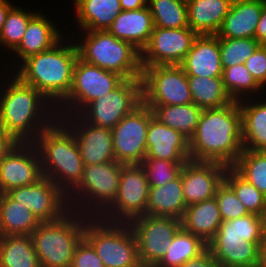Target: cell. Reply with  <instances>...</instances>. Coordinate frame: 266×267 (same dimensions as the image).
I'll return each instance as SVG.
<instances>
[{
	"label": "cell",
	"instance_id": "74e56055",
	"mask_svg": "<svg viewBox=\"0 0 266 267\" xmlns=\"http://www.w3.org/2000/svg\"><path fill=\"white\" fill-rule=\"evenodd\" d=\"M232 168L266 197V151L243 149Z\"/></svg>",
	"mask_w": 266,
	"mask_h": 267
},
{
	"label": "cell",
	"instance_id": "d6986e66",
	"mask_svg": "<svg viewBox=\"0 0 266 267\" xmlns=\"http://www.w3.org/2000/svg\"><path fill=\"white\" fill-rule=\"evenodd\" d=\"M227 168L217 162L188 160L181 171L186 206L215 197Z\"/></svg>",
	"mask_w": 266,
	"mask_h": 267
},
{
	"label": "cell",
	"instance_id": "3957f363",
	"mask_svg": "<svg viewBox=\"0 0 266 267\" xmlns=\"http://www.w3.org/2000/svg\"><path fill=\"white\" fill-rule=\"evenodd\" d=\"M66 36L49 50L29 56L13 71H6L15 74L22 83L34 87L55 107L71 90L73 69L79 57L73 37L71 34Z\"/></svg>",
	"mask_w": 266,
	"mask_h": 267
},
{
	"label": "cell",
	"instance_id": "836d02e7",
	"mask_svg": "<svg viewBox=\"0 0 266 267\" xmlns=\"http://www.w3.org/2000/svg\"><path fill=\"white\" fill-rule=\"evenodd\" d=\"M192 101L202 109L224 107L234 100L228 94L222 77L187 75Z\"/></svg>",
	"mask_w": 266,
	"mask_h": 267
},
{
	"label": "cell",
	"instance_id": "8992f818",
	"mask_svg": "<svg viewBox=\"0 0 266 267\" xmlns=\"http://www.w3.org/2000/svg\"><path fill=\"white\" fill-rule=\"evenodd\" d=\"M89 218L70 209L60 219L38 225L31 236L41 267H71Z\"/></svg>",
	"mask_w": 266,
	"mask_h": 267
},
{
	"label": "cell",
	"instance_id": "f35d334b",
	"mask_svg": "<svg viewBox=\"0 0 266 267\" xmlns=\"http://www.w3.org/2000/svg\"><path fill=\"white\" fill-rule=\"evenodd\" d=\"M224 181L234 190L249 214L262 217L266 213V197L232 167L226 169Z\"/></svg>",
	"mask_w": 266,
	"mask_h": 267
},
{
	"label": "cell",
	"instance_id": "bcb514c9",
	"mask_svg": "<svg viewBox=\"0 0 266 267\" xmlns=\"http://www.w3.org/2000/svg\"><path fill=\"white\" fill-rule=\"evenodd\" d=\"M256 82L266 88V45H260L255 52L244 62Z\"/></svg>",
	"mask_w": 266,
	"mask_h": 267
},
{
	"label": "cell",
	"instance_id": "8fae6325",
	"mask_svg": "<svg viewBox=\"0 0 266 267\" xmlns=\"http://www.w3.org/2000/svg\"><path fill=\"white\" fill-rule=\"evenodd\" d=\"M142 102L146 105L193 103L187 75L180 65L142 68Z\"/></svg>",
	"mask_w": 266,
	"mask_h": 267
},
{
	"label": "cell",
	"instance_id": "cb8c5ba5",
	"mask_svg": "<svg viewBox=\"0 0 266 267\" xmlns=\"http://www.w3.org/2000/svg\"><path fill=\"white\" fill-rule=\"evenodd\" d=\"M263 0H233L229 13L216 34L219 38H255Z\"/></svg>",
	"mask_w": 266,
	"mask_h": 267
},
{
	"label": "cell",
	"instance_id": "681fc988",
	"mask_svg": "<svg viewBox=\"0 0 266 267\" xmlns=\"http://www.w3.org/2000/svg\"><path fill=\"white\" fill-rule=\"evenodd\" d=\"M255 39L261 45H266V0H263L261 17L255 31Z\"/></svg>",
	"mask_w": 266,
	"mask_h": 267
},
{
	"label": "cell",
	"instance_id": "7bdbcfd3",
	"mask_svg": "<svg viewBox=\"0 0 266 267\" xmlns=\"http://www.w3.org/2000/svg\"><path fill=\"white\" fill-rule=\"evenodd\" d=\"M185 163H175L162 159H144L142 167L150 187L165 185L181 175Z\"/></svg>",
	"mask_w": 266,
	"mask_h": 267
},
{
	"label": "cell",
	"instance_id": "4dcf8cb0",
	"mask_svg": "<svg viewBox=\"0 0 266 267\" xmlns=\"http://www.w3.org/2000/svg\"><path fill=\"white\" fill-rule=\"evenodd\" d=\"M41 222L23 204L0 193V236L31 235Z\"/></svg>",
	"mask_w": 266,
	"mask_h": 267
},
{
	"label": "cell",
	"instance_id": "f5cc1de1",
	"mask_svg": "<svg viewBox=\"0 0 266 267\" xmlns=\"http://www.w3.org/2000/svg\"><path fill=\"white\" fill-rule=\"evenodd\" d=\"M260 267H266V241H261L259 245V264Z\"/></svg>",
	"mask_w": 266,
	"mask_h": 267
},
{
	"label": "cell",
	"instance_id": "ffe728a7",
	"mask_svg": "<svg viewBox=\"0 0 266 267\" xmlns=\"http://www.w3.org/2000/svg\"><path fill=\"white\" fill-rule=\"evenodd\" d=\"M39 11L41 12L39 9L30 19L22 41L13 51L14 54L12 53V55L9 56H14V60L17 58L15 63H12L13 65L9 64L11 68L6 64V67L9 68V70L12 69L13 71L15 66L17 67L29 56L49 50L64 37L63 34L65 33L62 32L64 30L58 27L60 24H55L56 20L51 19V16L48 18L47 15H44V12L40 13Z\"/></svg>",
	"mask_w": 266,
	"mask_h": 267
},
{
	"label": "cell",
	"instance_id": "ee69618b",
	"mask_svg": "<svg viewBox=\"0 0 266 267\" xmlns=\"http://www.w3.org/2000/svg\"><path fill=\"white\" fill-rule=\"evenodd\" d=\"M215 199L218 202L223 222L249 214L245 206L237 198L234 190L225 181L217 189Z\"/></svg>",
	"mask_w": 266,
	"mask_h": 267
},
{
	"label": "cell",
	"instance_id": "ba28073f",
	"mask_svg": "<svg viewBox=\"0 0 266 267\" xmlns=\"http://www.w3.org/2000/svg\"><path fill=\"white\" fill-rule=\"evenodd\" d=\"M84 238L93 246L105 267H142L129 223H112L90 217L86 221Z\"/></svg>",
	"mask_w": 266,
	"mask_h": 267
},
{
	"label": "cell",
	"instance_id": "f6af8a7d",
	"mask_svg": "<svg viewBox=\"0 0 266 267\" xmlns=\"http://www.w3.org/2000/svg\"><path fill=\"white\" fill-rule=\"evenodd\" d=\"M71 267H105L93 246L83 238L78 244Z\"/></svg>",
	"mask_w": 266,
	"mask_h": 267
},
{
	"label": "cell",
	"instance_id": "7402d4cb",
	"mask_svg": "<svg viewBox=\"0 0 266 267\" xmlns=\"http://www.w3.org/2000/svg\"><path fill=\"white\" fill-rule=\"evenodd\" d=\"M180 66L186 75L222 77L219 37L198 35Z\"/></svg>",
	"mask_w": 266,
	"mask_h": 267
},
{
	"label": "cell",
	"instance_id": "484cf974",
	"mask_svg": "<svg viewBox=\"0 0 266 267\" xmlns=\"http://www.w3.org/2000/svg\"><path fill=\"white\" fill-rule=\"evenodd\" d=\"M266 94L238 101L243 149L266 151Z\"/></svg>",
	"mask_w": 266,
	"mask_h": 267
},
{
	"label": "cell",
	"instance_id": "30bf717a",
	"mask_svg": "<svg viewBox=\"0 0 266 267\" xmlns=\"http://www.w3.org/2000/svg\"><path fill=\"white\" fill-rule=\"evenodd\" d=\"M141 103V78L124 79L114 90L90 102L77 115L86 123L113 129Z\"/></svg>",
	"mask_w": 266,
	"mask_h": 267
},
{
	"label": "cell",
	"instance_id": "6da1fadb",
	"mask_svg": "<svg viewBox=\"0 0 266 267\" xmlns=\"http://www.w3.org/2000/svg\"><path fill=\"white\" fill-rule=\"evenodd\" d=\"M1 73L0 127L19 143H33L58 118L56 107L11 72Z\"/></svg>",
	"mask_w": 266,
	"mask_h": 267
},
{
	"label": "cell",
	"instance_id": "ab89813d",
	"mask_svg": "<svg viewBox=\"0 0 266 267\" xmlns=\"http://www.w3.org/2000/svg\"><path fill=\"white\" fill-rule=\"evenodd\" d=\"M38 11L25 9L16 4L9 10L0 33V46L8 49L9 55L18 47L30 19Z\"/></svg>",
	"mask_w": 266,
	"mask_h": 267
},
{
	"label": "cell",
	"instance_id": "603a6c76",
	"mask_svg": "<svg viewBox=\"0 0 266 267\" xmlns=\"http://www.w3.org/2000/svg\"><path fill=\"white\" fill-rule=\"evenodd\" d=\"M259 245L240 236L215 235L207 247L220 267H251L259 264Z\"/></svg>",
	"mask_w": 266,
	"mask_h": 267
},
{
	"label": "cell",
	"instance_id": "b9f144b4",
	"mask_svg": "<svg viewBox=\"0 0 266 267\" xmlns=\"http://www.w3.org/2000/svg\"><path fill=\"white\" fill-rule=\"evenodd\" d=\"M260 45L255 38H219L222 68L244 63Z\"/></svg>",
	"mask_w": 266,
	"mask_h": 267
},
{
	"label": "cell",
	"instance_id": "4316f807",
	"mask_svg": "<svg viewBox=\"0 0 266 267\" xmlns=\"http://www.w3.org/2000/svg\"><path fill=\"white\" fill-rule=\"evenodd\" d=\"M233 0L187 1L188 26L197 35H216Z\"/></svg>",
	"mask_w": 266,
	"mask_h": 267
},
{
	"label": "cell",
	"instance_id": "60d3db41",
	"mask_svg": "<svg viewBox=\"0 0 266 267\" xmlns=\"http://www.w3.org/2000/svg\"><path fill=\"white\" fill-rule=\"evenodd\" d=\"M215 235H234L252 243L263 240V217L248 214L247 216L222 222Z\"/></svg>",
	"mask_w": 266,
	"mask_h": 267
},
{
	"label": "cell",
	"instance_id": "e0dca14e",
	"mask_svg": "<svg viewBox=\"0 0 266 267\" xmlns=\"http://www.w3.org/2000/svg\"><path fill=\"white\" fill-rule=\"evenodd\" d=\"M43 177L34 143H18L0 162V193L34 184Z\"/></svg>",
	"mask_w": 266,
	"mask_h": 267
},
{
	"label": "cell",
	"instance_id": "7a4b0ae2",
	"mask_svg": "<svg viewBox=\"0 0 266 267\" xmlns=\"http://www.w3.org/2000/svg\"><path fill=\"white\" fill-rule=\"evenodd\" d=\"M190 160L217 162L232 167L243 151L242 114L238 101L203 109L189 139Z\"/></svg>",
	"mask_w": 266,
	"mask_h": 267
},
{
	"label": "cell",
	"instance_id": "c3c4849f",
	"mask_svg": "<svg viewBox=\"0 0 266 267\" xmlns=\"http://www.w3.org/2000/svg\"><path fill=\"white\" fill-rule=\"evenodd\" d=\"M19 142L0 127V162Z\"/></svg>",
	"mask_w": 266,
	"mask_h": 267
},
{
	"label": "cell",
	"instance_id": "44dd1931",
	"mask_svg": "<svg viewBox=\"0 0 266 267\" xmlns=\"http://www.w3.org/2000/svg\"><path fill=\"white\" fill-rule=\"evenodd\" d=\"M146 147L145 159H162L175 163L190 160L189 139L181 132L162 124L154 116L148 125Z\"/></svg>",
	"mask_w": 266,
	"mask_h": 267
},
{
	"label": "cell",
	"instance_id": "db71d44e",
	"mask_svg": "<svg viewBox=\"0 0 266 267\" xmlns=\"http://www.w3.org/2000/svg\"><path fill=\"white\" fill-rule=\"evenodd\" d=\"M262 217H263V240L262 241H266V213Z\"/></svg>",
	"mask_w": 266,
	"mask_h": 267
},
{
	"label": "cell",
	"instance_id": "f907efd6",
	"mask_svg": "<svg viewBox=\"0 0 266 267\" xmlns=\"http://www.w3.org/2000/svg\"><path fill=\"white\" fill-rule=\"evenodd\" d=\"M120 4L122 10L132 11L147 6V0H120Z\"/></svg>",
	"mask_w": 266,
	"mask_h": 267
},
{
	"label": "cell",
	"instance_id": "e575fe53",
	"mask_svg": "<svg viewBox=\"0 0 266 267\" xmlns=\"http://www.w3.org/2000/svg\"><path fill=\"white\" fill-rule=\"evenodd\" d=\"M207 243L199 236L181 227L173 238L166 255L155 267H181L207 249Z\"/></svg>",
	"mask_w": 266,
	"mask_h": 267
},
{
	"label": "cell",
	"instance_id": "8d00e7d4",
	"mask_svg": "<svg viewBox=\"0 0 266 267\" xmlns=\"http://www.w3.org/2000/svg\"><path fill=\"white\" fill-rule=\"evenodd\" d=\"M154 27L178 29L188 26L185 0H147Z\"/></svg>",
	"mask_w": 266,
	"mask_h": 267
},
{
	"label": "cell",
	"instance_id": "5b68a950",
	"mask_svg": "<svg viewBox=\"0 0 266 267\" xmlns=\"http://www.w3.org/2000/svg\"><path fill=\"white\" fill-rule=\"evenodd\" d=\"M71 32L72 37H78L74 41L82 60L124 79L141 78V52L131 43L117 39L108 30L78 31L79 36Z\"/></svg>",
	"mask_w": 266,
	"mask_h": 267
},
{
	"label": "cell",
	"instance_id": "1f68e13d",
	"mask_svg": "<svg viewBox=\"0 0 266 267\" xmlns=\"http://www.w3.org/2000/svg\"><path fill=\"white\" fill-rule=\"evenodd\" d=\"M0 267H41L32 236H0Z\"/></svg>",
	"mask_w": 266,
	"mask_h": 267
},
{
	"label": "cell",
	"instance_id": "f546056e",
	"mask_svg": "<svg viewBox=\"0 0 266 267\" xmlns=\"http://www.w3.org/2000/svg\"><path fill=\"white\" fill-rule=\"evenodd\" d=\"M186 207L181 175L165 185L150 187L146 214L182 220Z\"/></svg>",
	"mask_w": 266,
	"mask_h": 267
},
{
	"label": "cell",
	"instance_id": "9c48e42d",
	"mask_svg": "<svg viewBox=\"0 0 266 267\" xmlns=\"http://www.w3.org/2000/svg\"><path fill=\"white\" fill-rule=\"evenodd\" d=\"M123 80L120 74L102 69L78 57L73 69L71 90L56 107L57 115H77L86 105L114 90Z\"/></svg>",
	"mask_w": 266,
	"mask_h": 267
},
{
	"label": "cell",
	"instance_id": "7dc6e473",
	"mask_svg": "<svg viewBox=\"0 0 266 267\" xmlns=\"http://www.w3.org/2000/svg\"><path fill=\"white\" fill-rule=\"evenodd\" d=\"M181 267H220V265L212 256L211 251L207 248L199 256L188 260Z\"/></svg>",
	"mask_w": 266,
	"mask_h": 267
},
{
	"label": "cell",
	"instance_id": "4fadbf2b",
	"mask_svg": "<svg viewBox=\"0 0 266 267\" xmlns=\"http://www.w3.org/2000/svg\"><path fill=\"white\" fill-rule=\"evenodd\" d=\"M150 186L140 165H124L114 202L99 216L112 223H130L146 214Z\"/></svg>",
	"mask_w": 266,
	"mask_h": 267
},
{
	"label": "cell",
	"instance_id": "83f0119b",
	"mask_svg": "<svg viewBox=\"0 0 266 267\" xmlns=\"http://www.w3.org/2000/svg\"><path fill=\"white\" fill-rule=\"evenodd\" d=\"M79 31L108 30L122 11L120 0H72Z\"/></svg>",
	"mask_w": 266,
	"mask_h": 267
},
{
	"label": "cell",
	"instance_id": "d590c367",
	"mask_svg": "<svg viewBox=\"0 0 266 267\" xmlns=\"http://www.w3.org/2000/svg\"><path fill=\"white\" fill-rule=\"evenodd\" d=\"M222 79L228 94L234 101L266 94L264 91L266 89L256 82L244 63L224 68Z\"/></svg>",
	"mask_w": 266,
	"mask_h": 267
},
{
	"label": "cell",
	"instance_id": "277c9868",
	"mask_svg": "<svg viewBox=\"0 0 266 267\" xmlns=\"http://www.w3.org/2000/svg\"><path fill=\"white\" fill-rule=\"evenodd\" d=\"M33 143L40 154L43 176L68 196L81 182L84 169L74 133L57 118Z\"/></svg>",
	"mask_w": 266,
	"mask_h": 267
},
{
	"label": "cell",
	"instance_id": "5bb4252c",
	"mask_svg": "<svg viewBox=\"0 0 266 267\" xmlns=\"http://www.w3.org/2000/svg\"><path fill=\"white\" fill-rule=\"evenodd\" d=\"M153 116V111L142 102L111 129L116 161L139 165L145 159L148 125Z\"/></svg>",
	"mask_w": 266,
	"mask_h": 267
},
{
	"label": "cell",
	"instance_id": "d4e9b609",
	"mask_svg": "<svg viewBox=\"0 0 266 267\" xmlns=\"http://www.w3.org/2000/svg\"><path fill=\"white\" fill-rule=\"evenodd\" d=\"M154 24L147 6L132 11L122 10L108 31L117 39L131 43L140 52L147 46Z\"/></svg>",
	"mask_w": 266,
	"mask_h": 267
},
{
	"label": "cell",
	"instance_id": "2e32d148",
	"mask_svg": "<svg viewBox=\"0 0 266 267\" xmlns=\"http://www.w3.org/2000/svg\"><path fill=\"white\" fill-rule=\"evenodd\" d=\"M197 36L189 27H154L147 46L141 51V67L180 65Z\"/></svg>",
	"mask_w": 266,
	"mask_h": 267
},
{
	"label": "cell",
	"instance_id": "52a82bcc",
	"mask_svg": "<svg viewBox=\"0 0 266 267\" xmlns=\"http://www.w3.org/2000/svg\"><path fill=\"white\" fill-rule=\"evenodd\" d=\"M123 166L118 161L84 165L81 182L67 196L70 209L99 217L117 197Z\"/></svg>",
	"mask_w": 266,
	"mask_h": 267
},
{
	"label": "cell",
	"instance_id": "816d5d0a",
	"mask_svg": "<svg viewBox=\"0 0 266 267\" xmlns=\"http://www.w3.org/2000/svg\"><path fill=\"white\" fill-rule=\"evenodd\" d=\"M11 2V0H0V33L2 31L7 13L15 5Z\"/></svg>",
	"mask_w": 266,
	"mask_h": 267
},
{
	"label": "cell",
	"instance_id": "f1b7e54d",
	"mask_svg": "<svg viewBox=\"0 0 266 267\" xmlns=\"http://www.w3.org/2000/svg\"><path fill=\"white\" fill-rule=\"evenodd\" d=\"M181 222L186 231L208 243L223 222L215 197L187 206Z\"/></svg>",
	"mask_w": 266,
	"mask_h": 267
},
{
	"label": "cell",
	"instance_id": "9a60e30c",
	"mask_svg": "<svg viewBox=\"0 0 266 267\" xmlns=\"http://www.w3.org/2000/svg\"><path fill=\"white\" fill-rule=\"evenodd\" d=\"M6 193L28 208L40 222L60 219L70 210L67 195L45 176L34 184L16 187Z\"/></svg>",
	"mask_w": 266,
	"mask_h": 267
},
{
	"label": "cell",
	"instance_id": "7c38bea8",
	"mask_svg": "<svg viewBox=\"0 0 266 267\" xmlns=\"http://www.w3.org/2000/svg\"><path fill=\"white\" fill-rule=\"evenodd\" d=\"M137 242L142 267H155L166 255L182 227L179 219L145 214L129 223Z\"/></svg>",
	"mask_w": 266,
	"mask_h": 267
},
{
	"label": "cell",
	"instance_id": "ac0fdd59",
	"mask_svg": "<svg viewBox=\"0 0 266 267\" xmlns=\"http://www.w3.org/2000/svg\"><path fill=\"white\" fill-rule=\"evenodd\" d=\"M74 133L84 165L116 161L110 128L84 122L78 115H57Z\"/></svg>",
	"mask_w": 266,
	"mask_h": 267
},
{
	"label": "cell",
	"instance_id": "d6a6232c",
	"mask_svg": "<svg viewBox=\"0 0 266 267\" xmlns=\"http://www.w3.org/2000/svg\"><path fill=\"white\" fill-rule=\"evenodd\" d=\"M162 124L181 132L188 139L194 134L203 111L194 103L184 105H147Z\"/></svg>",
	"mask_w": 266,
	"mask_h": 267
}]
</instances>
